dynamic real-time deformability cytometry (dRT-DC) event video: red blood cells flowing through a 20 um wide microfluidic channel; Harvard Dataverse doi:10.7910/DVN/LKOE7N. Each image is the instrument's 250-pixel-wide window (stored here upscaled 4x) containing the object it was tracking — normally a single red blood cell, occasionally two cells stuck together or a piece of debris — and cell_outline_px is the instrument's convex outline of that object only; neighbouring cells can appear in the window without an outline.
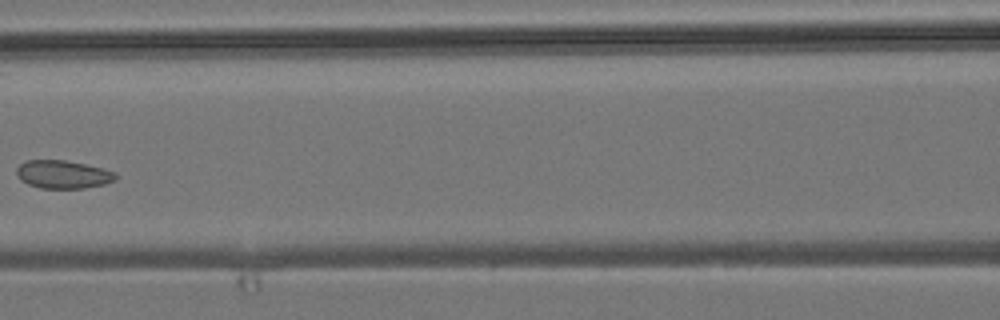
{"species": "common noctule bat (a hibernating species)", "species_latin": "Nyctalus noctula", "temperature_condition": "room temperature", "stored_images_in_passage": 8, "camera_frame_rate_fps": 3000, "um_per_image_px": 0.085, "animal": {"sex": "male", "body_mass_g": 19.2, "forearm_length_mm": 51.8}, "frame": {"image": 1, "passage_image": 7, "time_ms": 7.0, "image_size_px": [1000, 320], "cell_outline_px": [[116, 180], [104, 184], [84, 188], [40, 188], [28, 184], [20, 180], [16, 172], [16, 168], [20, 164], [28, 160], [64, 160], [84, 164], [116, 172]], "centroid_in_image_um": [5.33, 14.83], "position_along_channel_um": 161.3, "area_um2": 16.13}}
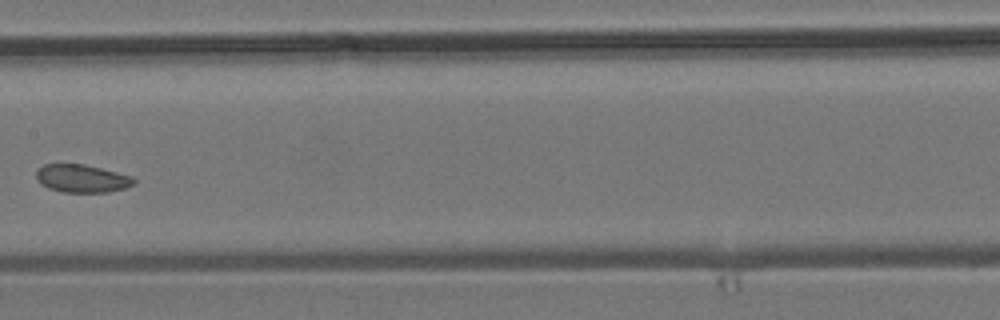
{"frame": {"image": 2, "passage_image": 8, "time_ms": 8.0, "image_size_px": [1000, 320], "cell_outline_px": [[136, 184], [124, 188], [108, 192], [64, 192], [48, 188], [40, 184], [36, 176], [36, 172], [44, 164], [84, 164], [132, 176], [136, 180]], "centroid_in_image_um": [6.97, 15.17], "position_along_channel_um": 200.4, "area_um2": 15.84}}